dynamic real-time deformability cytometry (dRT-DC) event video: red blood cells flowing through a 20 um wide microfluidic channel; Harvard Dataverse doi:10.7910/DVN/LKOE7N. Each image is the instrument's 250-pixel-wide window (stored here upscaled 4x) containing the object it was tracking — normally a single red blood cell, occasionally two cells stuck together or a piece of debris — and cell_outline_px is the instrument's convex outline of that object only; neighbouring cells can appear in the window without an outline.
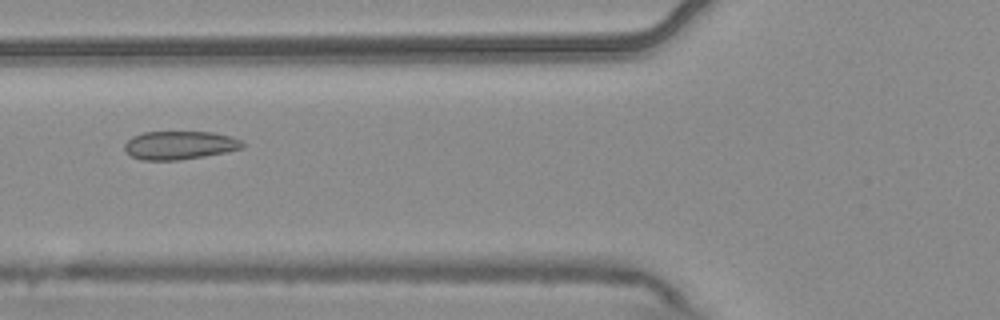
{"species": "common noctule bat (a hibernating species)", "species_latin": "Nyctalus noctula", "temperature_condition": "warm", "stored_images_in_passage": 8, "camera_frame_rate_fps": 3000, "um_per_image_px": 0.085, "animal": {"sex": "male", "body_mass_g": 20.4}, "frame": {"image": 1, "passage_image": 6, "time_ms": 1.667, "image_size_px": [1000, 320], "cell_outline_px": [[244, 148], [204, 156], [180, 160], [140, 160], [132, 156], [124, 148], [124, 144], [132, 136], [144, 132], [212, 132], [232, 136], [240, 140], [244, 144]], "centroid_in_image_um": [15.27, 12.34], "position_along_channel_um": 110.5, "area_um2": 19.48}}
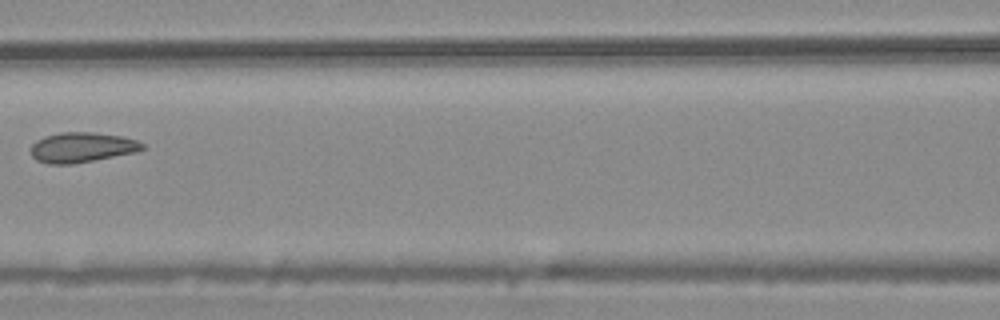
{"frame": {"image": 2, "passage_image": 7, "time_ms": 2.0, "image_size_px": [1000, 320], "cell_outline_px": [[144, 148], [136, 152], [72, 164], [48, 164], [36, 160], [32, 156], [32, 144], [36, 140], [44, 136], [60, 132], [92, 132], [120, 136], [136, 140], [144, 144]], "centroid_in_image_um": [6.93, 12.52], "position_along_channel_um": 159.7, "area_um2": 19.42}}
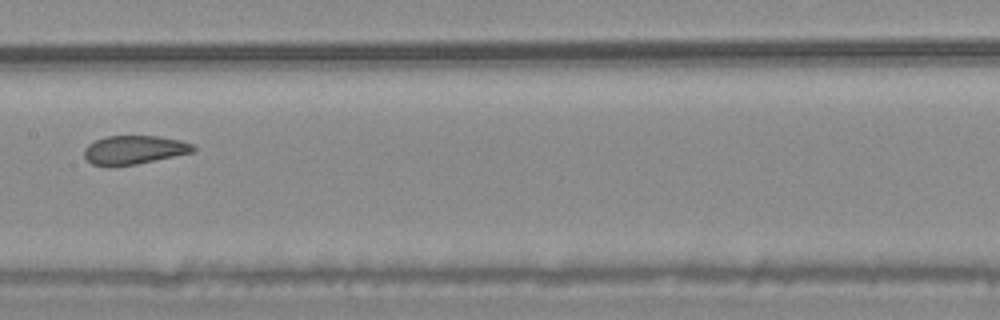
{"frame": {"image": 3, "passage_image": 8, "time_ms": 2.333, "image_size_px": [1000, 320], "cell_outline_px": [[196, 152], [136, 164], [112, 168], [108, 168], [92, 164], [84, 156], [84, 148], [88, 144], [104, 136], [156, 136], [180, 140], [192, 144], [196, 148]], "centroid_in_image_um": [11.38, 12.76], "position_along_channel_um": 196.0, "area_um2": 18.61}}